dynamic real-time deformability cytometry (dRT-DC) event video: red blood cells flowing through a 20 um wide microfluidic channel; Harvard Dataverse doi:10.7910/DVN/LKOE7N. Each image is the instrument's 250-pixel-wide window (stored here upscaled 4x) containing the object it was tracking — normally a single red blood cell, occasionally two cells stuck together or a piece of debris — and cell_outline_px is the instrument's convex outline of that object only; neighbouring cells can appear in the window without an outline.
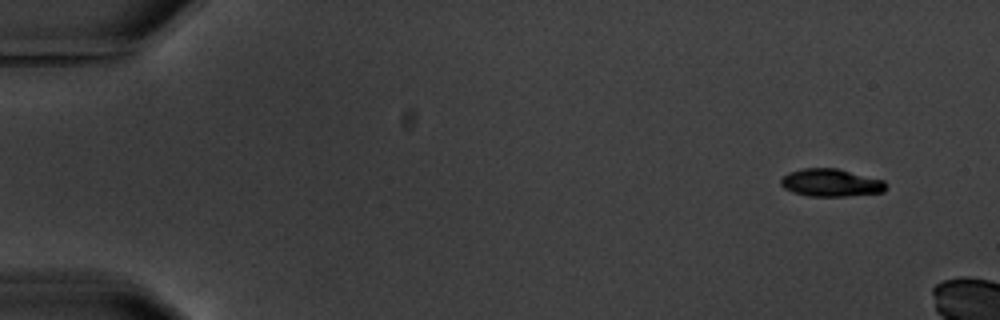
{"species": "common noctule bat (a hibernating species)", "species_latin": "Nyctalus noctula", "temperature_condition": "warm", "stored_images_in_passage": 12, "camera_frame_rate_fps": 3000, "um_per_image_px": 0.085, "animal": {"sex": "male", "body_mass_g": 20.1, "forearm_length_mm": 53.5}, "frame": {"image": 1, "passage_image": 1, "time_ms": 0.0, "image_size_px": [1000, 320], "cell_outline_px": [[888, 184], [884, 192], [848, 196], [808, 196], [792, 192], [784, 188], [780, 184], [780, 180], [788, 172], [804, 168], [836, 168], [884, 180]], "centroid_in_image_um": [70.63, 15.53], "position_along_channel_um": 14.4, "area_um2": 17.05}}